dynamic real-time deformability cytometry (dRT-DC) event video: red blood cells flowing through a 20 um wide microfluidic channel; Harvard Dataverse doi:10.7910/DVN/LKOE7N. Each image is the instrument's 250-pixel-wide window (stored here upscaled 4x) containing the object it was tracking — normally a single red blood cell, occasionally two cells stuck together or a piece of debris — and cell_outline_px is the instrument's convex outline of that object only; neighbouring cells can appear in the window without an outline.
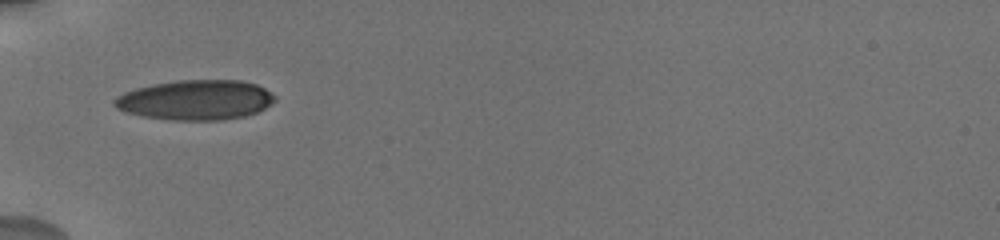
{"species": "human", "species_latin": "Homo sapiens", "temperature_condition": "cold", "stored_images_in_passage": 10, "camera_frame_rate_fps": 3000, "um_per_image_px": 0.085, "donor": {"sex": "male"}, "frame": {"image": 1, "passage_image": 1, "time_ms": 0.0, "image_size_px": [1000, 240], "cell_outline_px": [[276, 100], [272, 104], [256, 112], [244, 116], [224, 120], [172, 120], [144, 116], [128, 112], [116, 108], [112, 104], [112, 100], [116, 96], [124, 92], [136, 88], [152, 84], [180, 80], [240, 80], [256, 84], [264, 88], [276, 96]], "centroid_in_image_um": [16.63, 8.49], "position_along_channel_um": 68.4, "area_um2": 37.4}}
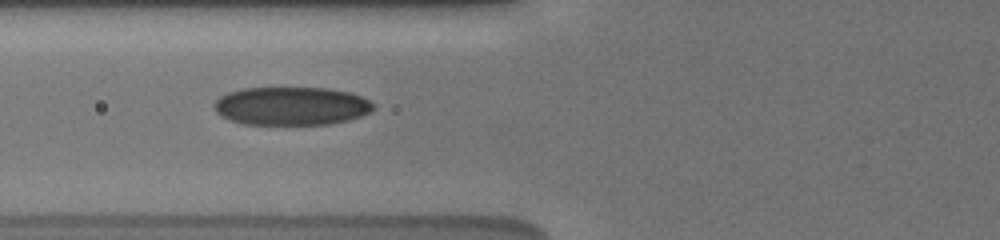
{"frame": {"image": 2, "passage_image": 9, "time_ms": 1.0, "image_size_px": [1000, 240], "cell_outline_px": [[376, 108], [372, 112], [348, 120], [328, 124], [244, 124], [228, 120], [220, 116], [216, 112], [212, 104], [220, 96], [228, 92], [240, 88], [328, 88], [352, 92], [376, 104]], "centroid_in_image_um": [24.76, 9.01], "position_along_channel_um": 101.0, "area_um2": 35.95}}